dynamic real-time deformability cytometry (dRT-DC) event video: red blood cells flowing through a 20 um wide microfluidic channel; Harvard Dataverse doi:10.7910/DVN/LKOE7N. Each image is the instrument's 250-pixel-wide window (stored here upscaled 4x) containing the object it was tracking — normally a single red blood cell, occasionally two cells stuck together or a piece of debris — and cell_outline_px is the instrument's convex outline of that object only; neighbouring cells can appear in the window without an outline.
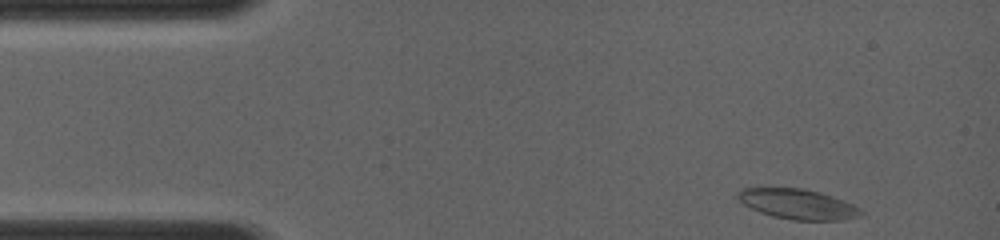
{"species": "common noctule bat (a hibernating species)", "species_latin": "Nyctalus noctula", "temperature_condition": "room temperature", "stored_images_in_passage": 8, "camera_frame_rate_fps": 4000, "um_per_image_px": 0.085, "animal": {"sex": "female", "body_mass_g": 19.0, "forearm_length_mm": 56.7}, "frame": {"image": 1, "passage_image": 1, "time_ms": 0.0, "image_size_px": [1000, 240], "cell_outline_px": [[864, 216], [844, 220], [796, 220], [776, 216], [760, 212], [744, 204], [736, 196], [736, 192], [740, 188], [804, 188], [820, 192], [832, 196], [852, 204], [860, 208], [864, 212]], "centroid_in_image_um": [67.85, 17.34], "position_along_channel_um": 17.1, "area_um2": 21.56}}
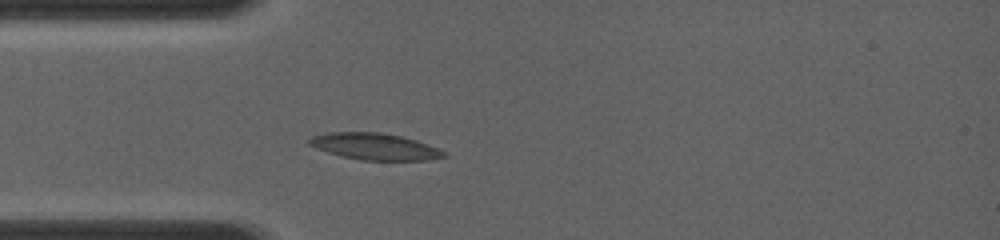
{"frame": {"image": 2, "passage_image": 8, "time_ms": 2.5, "image_size_px": [1000, 240], "cell_outline_px": [[448, 156], [424, 160], [360, 160], [340, 156], [316, 148], [308, 144], [308, 140], [312, 136], [324, 132], [380, 132], [400, 136], [416, 140], [428, 144], [444, 152]], "centroid_in_image_um": [31.8, 12.45], "position_along_channel_um": 53.2, "area_um2": 20.81}}